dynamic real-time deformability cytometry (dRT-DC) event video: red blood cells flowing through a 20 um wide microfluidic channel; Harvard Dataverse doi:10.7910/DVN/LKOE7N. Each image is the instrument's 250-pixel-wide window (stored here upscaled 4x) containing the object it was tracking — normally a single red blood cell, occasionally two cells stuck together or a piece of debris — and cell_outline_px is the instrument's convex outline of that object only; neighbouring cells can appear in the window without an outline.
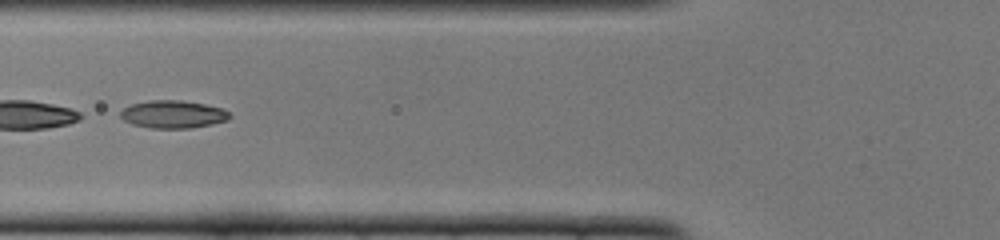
{"species": "common noctule bat (a hibernating species)", "species_latin": "Nyctalus noctula", "temperature_condition": "cold", "stored_images_in_passage": 51, "segment_of_instrument_passage": [2, 2], "camera_frame_rate_fps": 3000, "um_per_image_px": 0.085, "animal": {"sex": "female", "body_mass_g": 22.0, "forearm_length_mm": 56.7}, "frame": {"image": 1, "passage_image": 20, "time_ms": 6.333, "image_size_px": [1000, 240], "cell_outline_px": [[232, 116], [228, 120], [212, 124], [192, 128], [152, 128], [132, 124], [124, 120], [120, 116], [120, 112], [124, 108], [132, 104], [148, 100], [180, 100], [204, 104], [224, 108]], "centroid_in_image_um": [14.73, 9.71], "position_along_channel_um": 111.1, "area_um2": 17.69}}
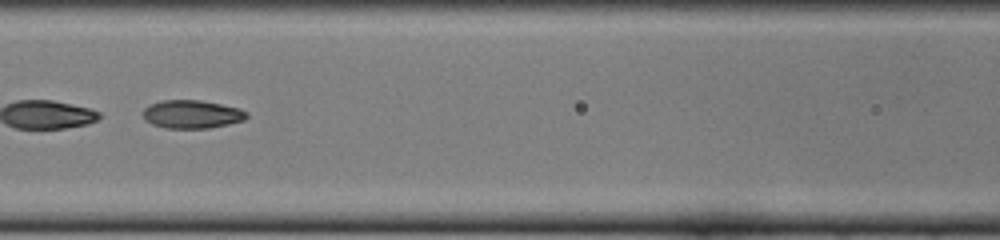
{"frame": {"image": 2, "passage_image": 23, "time_ms": 7.333, "image_size_px": [1000, 240], "cell_outline_px": [[248, 116], [244, 120], [228, 124], [208, 128], [164, 128], [152, 124], [144, 120], [144, 108], [148, 104], [160, 100], [200, 100], [240, 108], [248, 112]], "centroid_in_image_um": [16.3, 9.7], "position_along_channel_um": 150.3, "area_um2": 17.17}}